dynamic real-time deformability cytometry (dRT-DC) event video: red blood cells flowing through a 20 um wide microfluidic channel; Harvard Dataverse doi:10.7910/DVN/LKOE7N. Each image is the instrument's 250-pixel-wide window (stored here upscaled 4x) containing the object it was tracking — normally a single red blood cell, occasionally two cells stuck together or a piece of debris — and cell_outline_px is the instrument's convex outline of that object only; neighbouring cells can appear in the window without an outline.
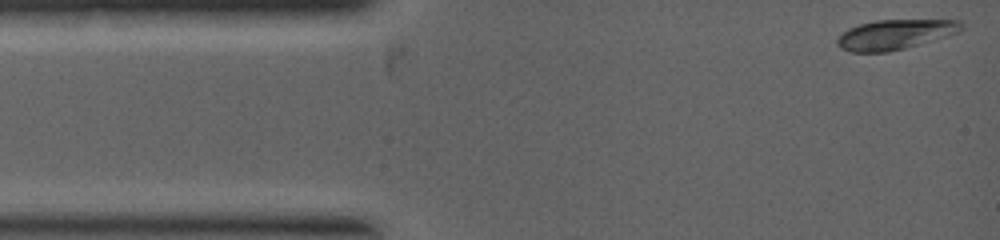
{"species": "common noctule bat (a hibernating species)", "species_latin": "Nyctalus noctula", "temperature_condition": "warm", "stored_images_in_passage": 4, "camera_frame_rate_fps": 5000, "um_per_image_px": 0.085, "animal": {"sex": "female", "body_mass_g": 19.0, "forearm_length_mm": 53.3}, "frame": {"image": 1, "passage_image": 1, "time_ms": 0.0, "image_size_px": [1000, 240], "cell_outline_px": [[964, 28], [960, 32], [904, 48], [888, 52], [852, 52], [840, 48], [836, 44], [836, 40], [848, 28], [860, 24], [876, 20], [960, 20], [964, 24]], "centroid_in_image_um": [76.09, 2.92], "position_along_channel_um": 8.9, "area_um2": 21.5}}
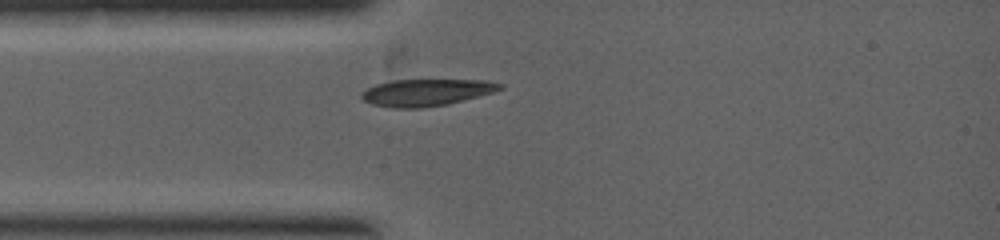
{"frame": {"image": 2, "passage_image": 4, "time_ms": 1.6, "image_size_px": [1000, 240], "cell_outline_px": [[504, 88], [492, 92], [448, 104], [420, 108], [392, 108], [372, 104], [364, 100], [360, 96], [360, 92], [376, 84], [392, 80], [484, 80], [504, 84]], "centroid_in_image_um": [36.21, 7.86], "position_along_channel_um": 48.8, "area_um2": 21.62}}